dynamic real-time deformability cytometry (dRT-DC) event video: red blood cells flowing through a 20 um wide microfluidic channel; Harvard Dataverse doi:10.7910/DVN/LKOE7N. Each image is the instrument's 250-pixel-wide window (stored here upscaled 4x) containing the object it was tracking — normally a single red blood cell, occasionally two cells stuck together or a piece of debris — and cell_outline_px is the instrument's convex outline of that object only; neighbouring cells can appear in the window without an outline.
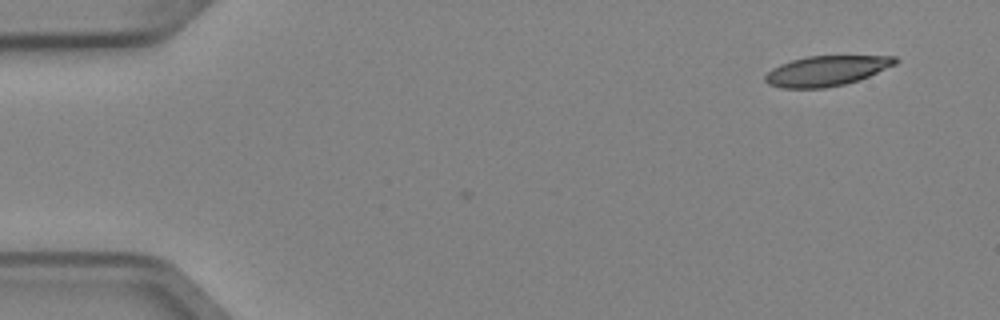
{"species": "Egyptian fruit bat (a non-hibernating species)", "species_latin": "Rousettus aegyptiacus", "temperature_condition": "cold", "stored_images_in_passage": 4, "camera_frame_rate_fps": 3000, "um_per_image_px": 0.085, "animal": {"sex": "female"}, "frame": {"image": 1, "passage_image": 1, "time_ms": 0.0, "image_size_px": [1000, 320], "cell_outline_px": [[900, 60], [896, 64], [860, 80], [844, 84], [824, 88], [780, 88], [768, 84], [764, 80], [764, 76], [772, 68], [780, 64], [792, 60], [808, 56], [896, 56]], "centroid_in_image_um": [70.25, 6.02], "position_along_channel_um": 14.8, "area_um2": 22.89}}
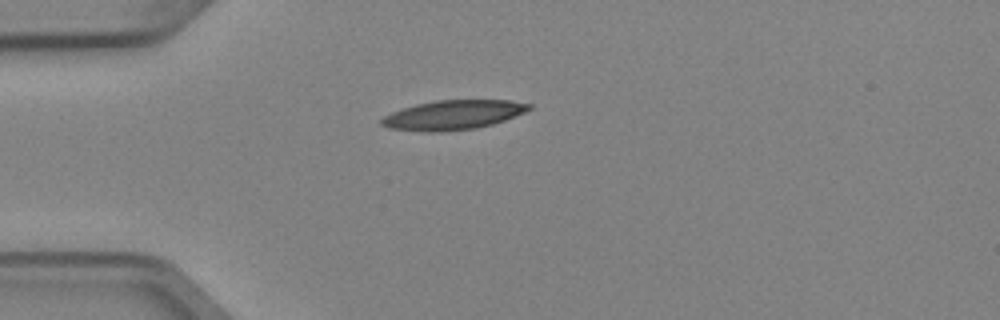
{"frame": {"image": 2, "passage_image": 3, "time_ms": 0.667, "image_size_px": [1000, 320], "cell_outline_px": [[532, 108], [524, 112], [504, 120], [492, 124], [476, 128], [440, 132], [424, 132], [388, 128], [380, 124], [380, 120], [384, 116], [392, 112], [416, 104], [436, 100], [512, 100], [532, 104]], "centroid_in_image_um": [38.5, 9.77], "position_along_channel_um": 46.5, "area_um2": 25.32}}